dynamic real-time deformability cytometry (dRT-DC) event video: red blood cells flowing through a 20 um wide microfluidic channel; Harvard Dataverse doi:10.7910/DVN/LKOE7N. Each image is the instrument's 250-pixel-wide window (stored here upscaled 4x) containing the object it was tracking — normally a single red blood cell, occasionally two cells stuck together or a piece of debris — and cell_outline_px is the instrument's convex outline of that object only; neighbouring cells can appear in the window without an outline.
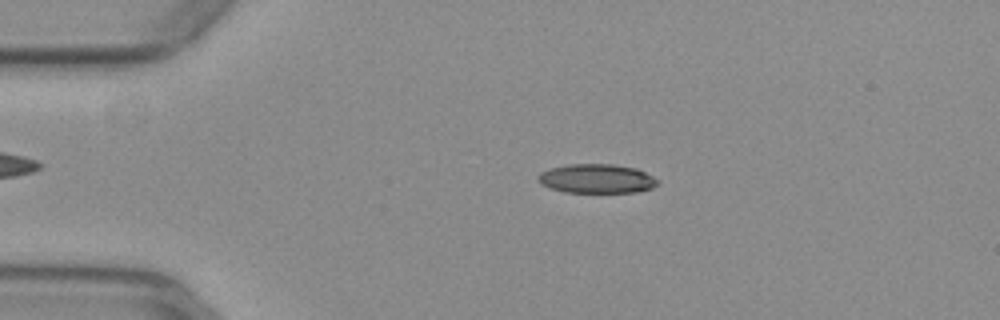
{"species": "common noctule bat (a hibernating species)", "species_latin": "Nyctalus noctula", "temperature_condition": "warm", "stored_images_in_passage": 23, "camera_frame_rate_fps": 3000, "um_per_image_px": 0.085, "animal": {"sex": "female", "body_mass_g": 29.2, "forearm_length_mm": 56.3}, "frame": {"image": 1, "passage_image": 6, "time_ms": 1.667, "image_size_px": [1000, 320], "cell_outline_px": [[660, 184], [652, 188], [636, 192], [564, 192], [548, 188], [540, 184], [536, 180], [536, 176], [540, 172], [548, 168], [568, 164], [612, 164], [636, 168], [660, 180]], "centroid_in_image_um": [50.68, 15.18], "position_along_channel_um": 34.3, "area_um2": 20.63}}
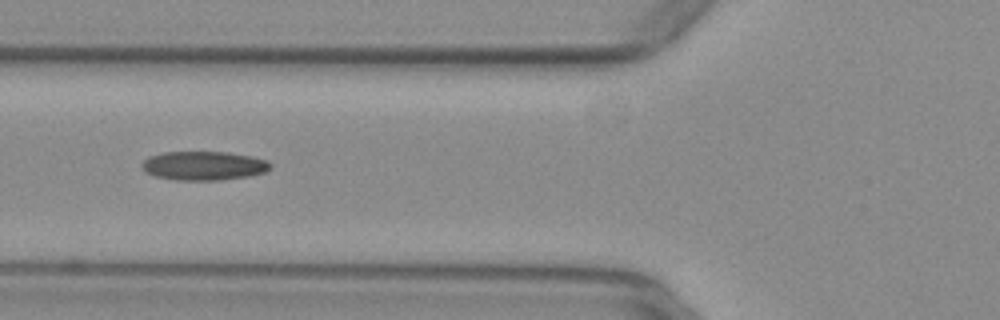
{"frame": {"image": 2, "passage_image": 15, "time_ms": 4.667, "image_size_px": [1000, 320], "cell_outline_px": [[272, 168], [264, 172], [248, 176], [216, 180], [176, 180], [156, 176], [144, 172], [140, 164], [148, 156], [164, 152], [228, 152], [252, 156], [268, 160], [272, 164]], "centroid_in_image_um": [17.31, 14.08], "position_along_channel_um": 108.5, "area_um2": 21.79}}
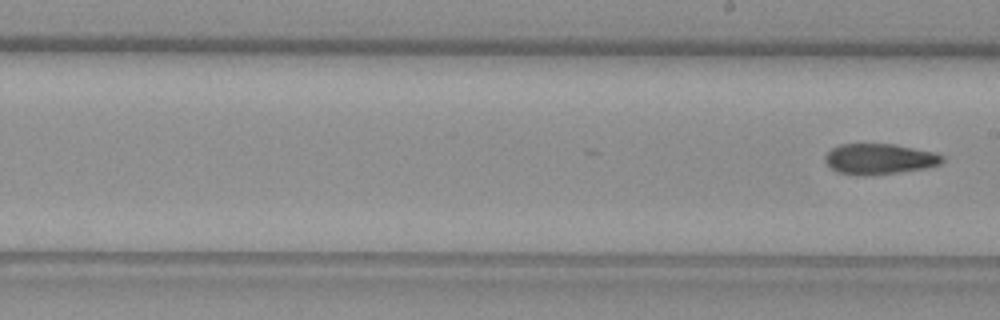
{"frame": {"image": 3, "passage_image": 23, "time_ms": 7.333, "image_size_px": [1000, 320], "cell_outline_px": [[944, 160], [940, 164], [928, 168], [900, 172], [864, 176], [852, 176], [836, 172], [824, 160], [824, 156], [832, 148], [840, 144], [896, 144], [936, 152], [944, 156]], "centroid_in_image_um": [74.76, 13.52], "position_along_channel_um": 214.2, "area_um2": 21.33}}